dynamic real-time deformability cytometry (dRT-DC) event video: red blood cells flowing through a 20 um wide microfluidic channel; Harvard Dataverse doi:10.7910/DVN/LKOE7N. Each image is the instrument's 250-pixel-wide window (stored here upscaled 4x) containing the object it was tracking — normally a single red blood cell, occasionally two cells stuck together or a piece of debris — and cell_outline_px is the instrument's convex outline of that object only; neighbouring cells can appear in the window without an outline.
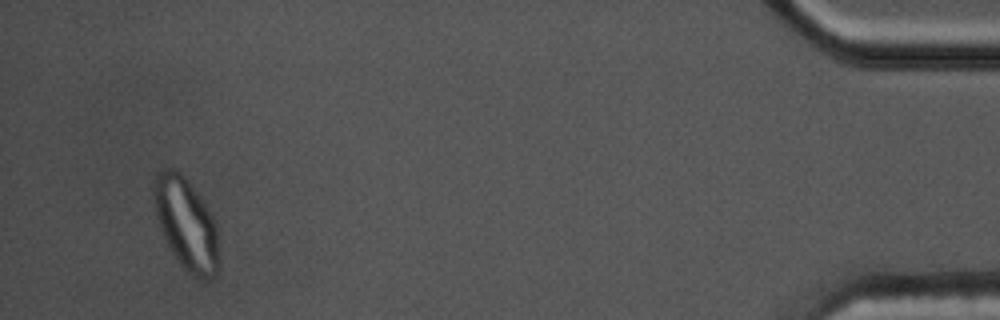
{"species": "common noctule bat (a hibernating species)", "species_latin": "Nyctalus noctula", "temperature_condition": "cold", "stored_images_in_passage": 58, "segment_of_instrument_passage": [2, 3], "camera_frame_rate_fps": 3000, "um_per_image_px": 0.085, "animal": {"sex": "male", "body_mass_g": 17.5, "forearm_length_mm": 52.3}, "frame": {"image": 1, "passage_image": 54, "time_ms": 17.667, "image_size_px": [1000, 320], "cell_outline_px": [[220, 268], [216, 276], [212, 280], [200, 280], [192, 276], [180, 264], [172, 252], [160, 228], [156, 216], [152, 196], [152, 180], [164, 168], [172, 168], [180, 172], [184, 176], [196, 192], [212, 216], [216, 224], [220, 264]], "centroid_in_image_um": [15.83, 19.08], "position_along_channel_um": 419.4, "area_um2": 35.14}}